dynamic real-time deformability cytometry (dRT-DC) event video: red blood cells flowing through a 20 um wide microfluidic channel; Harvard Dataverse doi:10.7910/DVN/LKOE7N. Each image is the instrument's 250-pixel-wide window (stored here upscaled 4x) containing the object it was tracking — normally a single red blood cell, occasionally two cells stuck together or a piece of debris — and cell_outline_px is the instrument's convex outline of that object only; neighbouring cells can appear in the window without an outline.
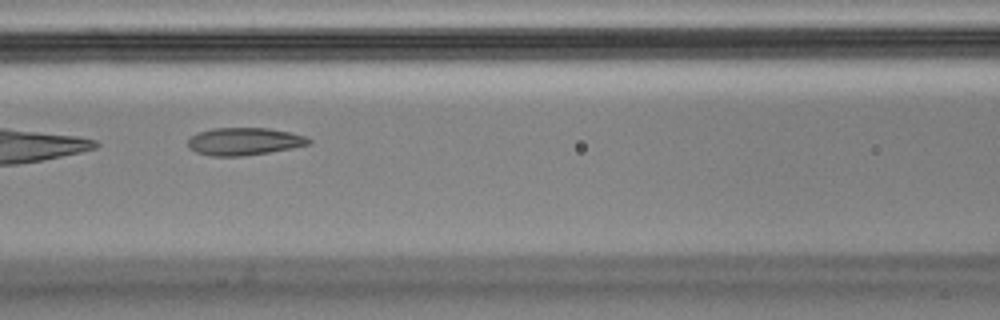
{"species": "Egyptian fruit bat (a non-hibernating species)", "species_latin": "Rousettus aegyptiacus", "temperature_condition": "cold", "stored_images_in_passage": 10, "camera_frame_rate_fps": 3000, "um_per_image_px": 0.085, "animal": {"sex": "male"}, "frame": {"image": 1, "passage_image": 4, "time_ms": 1.0, "image_size_px": [1000, 320], "cell_outline_px": [[312, 144], [292, 148], [244, 156], [212, 156], [196, 152], [188, 144], [188, 140], [196, 132], [212, 128], [268, 128], [288, 132], [304, 136], [312, 140]], "centroid_in_image_um": [20.76, 12.02], "position_along_channel_um": 145.8, "area_um2": 19.31}}
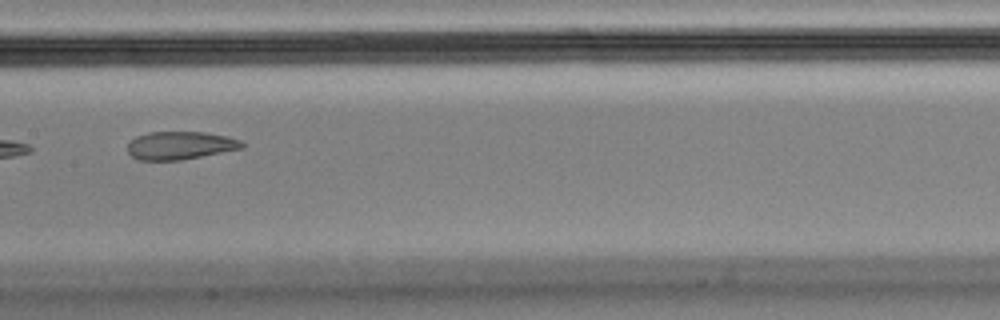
{"frame": {"image": 2, "passage_image": 5, "time_ms": 1.333, "image_size_px": [1000, 320], "cell_outline_px": [[244, 148], [180, 160], [140, 160], [132, 156], [128, 152], [128, 144], [136, 136], [148, 132], [204, 132], [228, 136], [240, 140], [244, 144]], "centroid_in_image_um": [15.33, 12.36], "position_along_channel_um": 192.1, "area_um2": 18.61}}
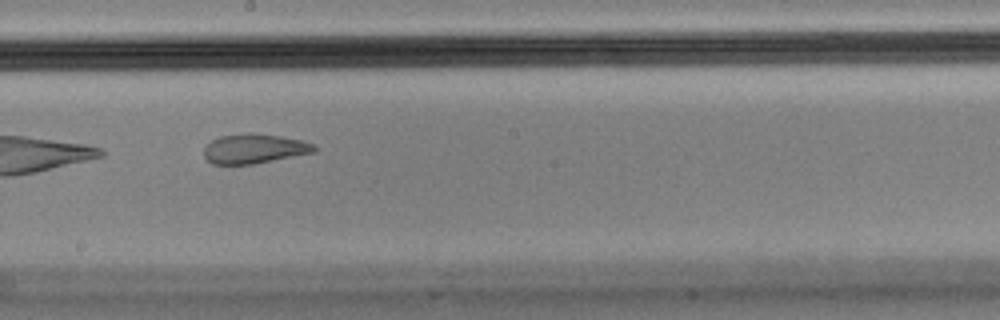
{"frame": {"image": 3, "passage_image": 6, "time_ms": 1.667, "image_size_px": [1000, 320], "cell_outline_px": [[316, 152], [252, 164], [212, 164], [204, 156], [204, 148], [212, 140], [220, 136], [248, 132], [252, 132], [280, 136], [300, 140], [316, 144]], "centroid_in_image_um": [21.62, 12.63], "position_along_channel_um": 226.6, "area_um2": 19.02}}